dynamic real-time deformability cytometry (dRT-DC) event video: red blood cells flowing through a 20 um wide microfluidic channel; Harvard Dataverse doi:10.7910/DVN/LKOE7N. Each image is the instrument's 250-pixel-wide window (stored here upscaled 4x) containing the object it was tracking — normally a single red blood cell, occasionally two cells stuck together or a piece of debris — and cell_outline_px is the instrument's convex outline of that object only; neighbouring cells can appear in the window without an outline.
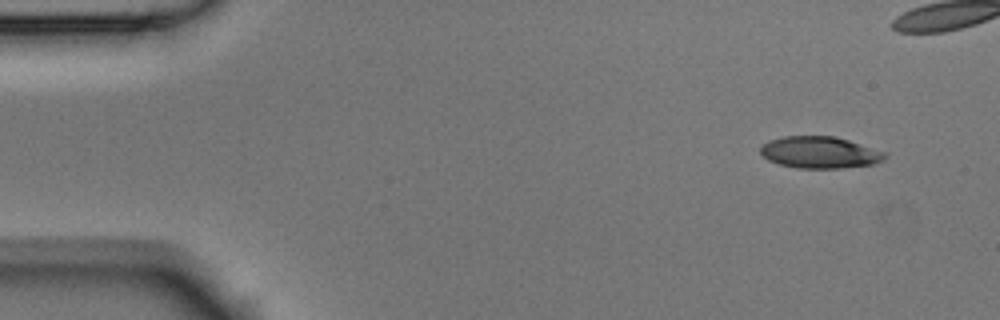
{"species": "Egyptian fruit bat (a non-hibernating species)", "species_latin": "Rousettus aegyptiacus", "temperature_condition": "room temperature", "stored_images_in_passage": 5, "camera_frame_rate_fps": 3000, "um_per_image_px": 0.085, "animal": {"sex": "male"}, "frame": {"image": 1, "passage_image": 1, "time_ms": 0.0, "image_size_px": [1000, 320], "cell_outline_px": [[888, 156], [884, 160], [872, 164], [840, 168], [800, 168], [780, 164], [768, 160], [760, 152], [760, 144], [768, 140], [784, 136], [836, 136], [888, 152]], "centroid_in_image_um": [69.7, 12.94], "position_along_channel_um": 15.3, "area_um2": 23.24}}